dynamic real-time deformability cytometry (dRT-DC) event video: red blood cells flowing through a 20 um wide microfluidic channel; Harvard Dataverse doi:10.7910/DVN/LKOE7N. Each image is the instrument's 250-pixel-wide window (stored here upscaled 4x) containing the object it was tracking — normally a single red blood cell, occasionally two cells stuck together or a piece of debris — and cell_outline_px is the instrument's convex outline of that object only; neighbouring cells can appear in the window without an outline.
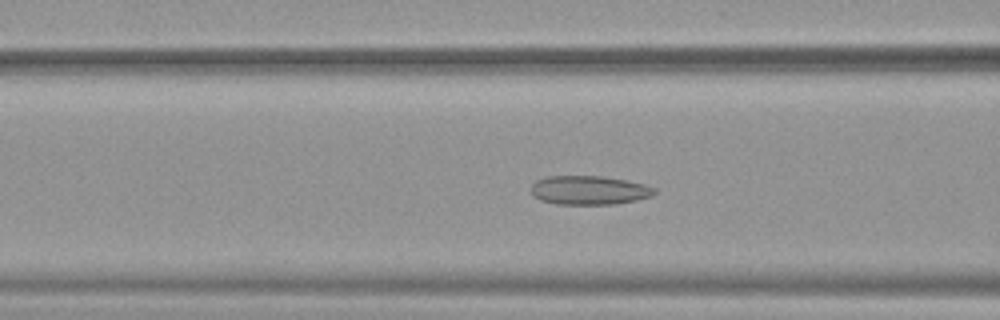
{"species": "common noctule bat (a hibernating species)", "species_latin": "Nyctalus noctula", "temperature_condition": "warm", "stored_images_in_passage": 51, "camera_frame_rate_fps": 3000, "um_per_image_px": 0.085, "animal": {"sex": "female", "body_mass_g": 19.9}, "frame": {"image": 1, "passage_image": 20, "time_ms": 6.333, "image_size_px": [1000, 320], "cell_outline_px": [[656, 192], [652, 196], [636, 200], [616, 204], [556, 204], [540, 200], [532, 196], [532, 184], [536, 180], [548, 176], [604, 176], [628, 180], [644, 184], [656, 188]], "centroid_in_image_um": [50.09, 16.16], "position_along_channel_um": 116.5, "area_um2": 20.98}}
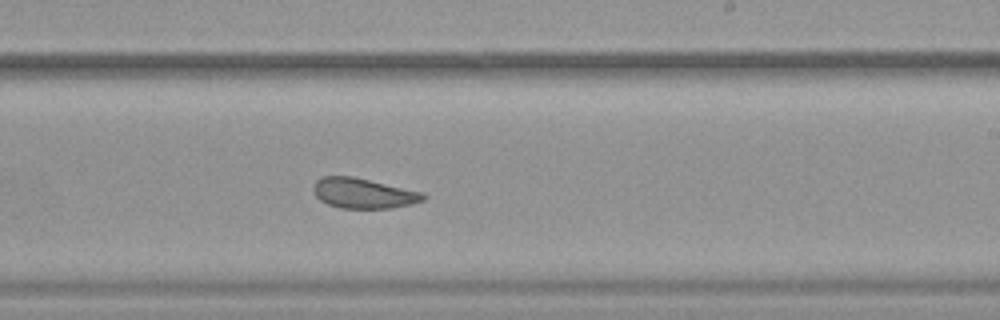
{"frame": {"image": 2, "passage_image": 31, "time_ms": 10.0, "image_size_px": [1000, 320], "cell_outline_px": [[428, 196], [424, 200], [412, 204], [392, 208], [340, 208], [328, 204], [320, 200], [312, 192], [312, 184], [320, 176], [352, 176], [424, 192]], "centroid_in_image_um": [30.88, 16.42], "position_along_channel_um": 258.1, "area_um2": 19.59}}
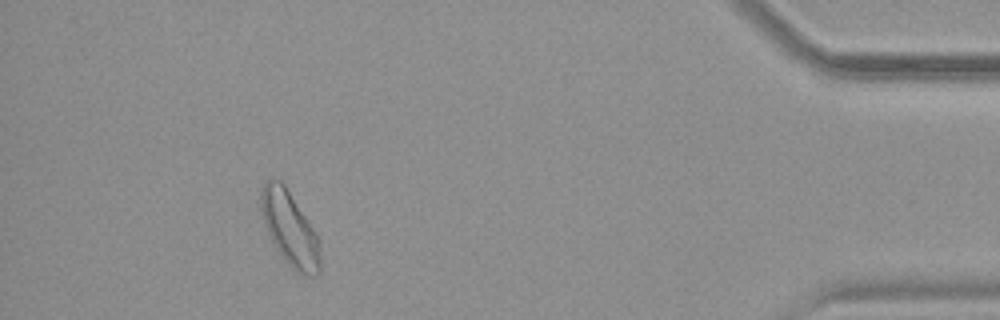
{"frame": {"image": 3, "passage_image": 47, "time_ms": 15.333, "image_size_px": [1000, 320], "cell_outline_px": [[320, 272], [316, 276], [308, 276], [296, 272], [288, 264], [272, 244], [264, 224], [260, 208], [260, 192], [264, 180], [268, 176], [276, 176], [284, 184], [316, 232], [320, 240]], "centroid_in_image_um": [24.61, 19.39], "position_along_channel_um": 410.6, "area_um2": 26.24}}